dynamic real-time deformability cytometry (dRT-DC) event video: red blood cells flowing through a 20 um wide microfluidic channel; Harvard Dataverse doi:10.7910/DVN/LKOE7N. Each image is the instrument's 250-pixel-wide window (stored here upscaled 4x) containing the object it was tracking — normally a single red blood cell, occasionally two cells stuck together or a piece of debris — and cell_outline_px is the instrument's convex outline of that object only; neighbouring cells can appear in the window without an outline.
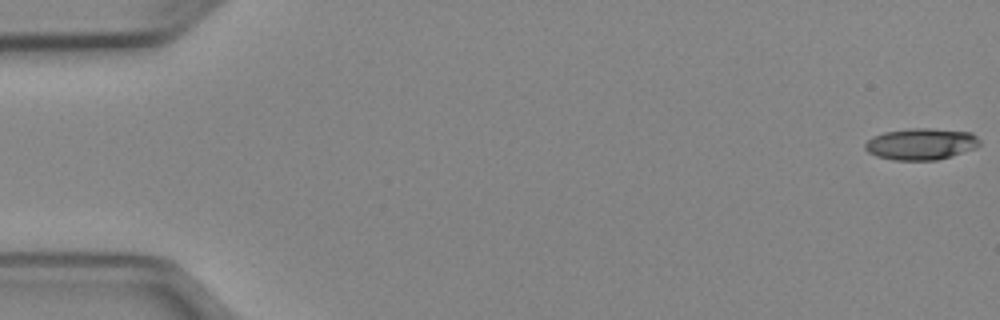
{"species": "Egyptian fruit bat (a non-hibernating species)", "species_latin": "Rousettus aegyptiacus", "temperature_condition": "cold", "stored_images_in_passage": 52, "camera_frame_rate_fps": 3000, "um_per_image_px": 0.085, "animal": {"sex": "female"}, "frame": {"image": 1, "passage_image": 1, "time_ms": 0.0, "image_size_px": [1000, 320], "cell_outline_px": [[980, 144], [972, 148], [952, 156], [936, 160], [892, 160], [876, 156], [868, 152], [864, 148], [864, 144], [872, 136], [884, 132], [912, 128], [928, 128], [972, 132], [980, 140]], "centroid_in_image_um": [78.25, 12.24], "position_along_channel_um": 6.8, "area_um2": 21.04}}
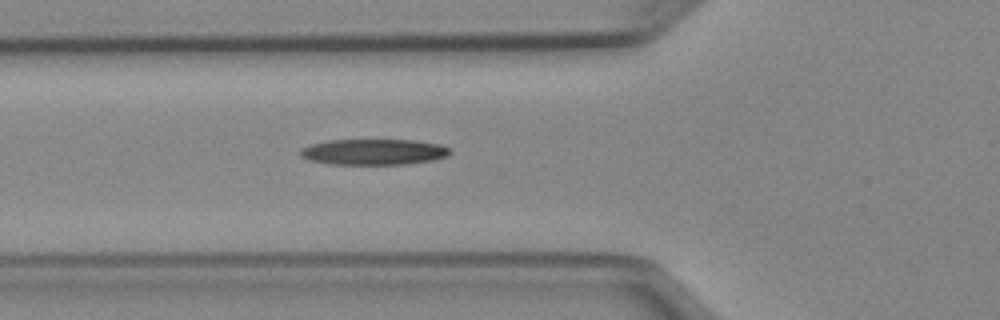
{"frame": {"image": 2, "passage_image": 19, "time_ms": 6.0, "image_size_px": [1000, 320], "cell_outline_px": [[452, 152], [448, 156], [436, 160], [408, 164], [328, 164], [308, 160], [300, 156], [300, 148], [308, 144], [328, 140], [412, 140], [440, 144], [448, 148]], "centroid_in_image_um": [31.74, 12.91], "position_along_channel_um": 94.1, "area_um2": 22.83}}
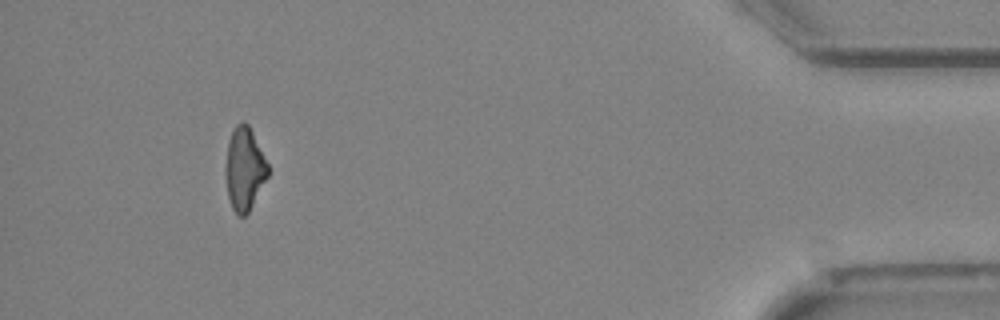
{"frame": {"image": 3, "passage_image": 48, "time_ms": 15.667, "image_size_px": [1000, 320], "cell_outline_px": [[268, 176], [248, 212], [244, 216], [236, 216], [232, 208], [228, 196], [228, 140], [236, 124], [240, 120], [244, 120], [248, 124], [268, 164]], "centroid_in_image_um": [20.81, 14.34], "position_along_channel_um": 414.4, "area_um2": 19.71}, "authors_computed_cell_mechanics": {"area_um2": 21.8773, "velocity_mm_per_s": 3.967, "shape_relaxation_time_tau1_ms": 9.1218, "shape_relaxation_time_tau2_ms": null, "deformation_change_tau1": 0.2298, "deformation_change_tau2": null}}